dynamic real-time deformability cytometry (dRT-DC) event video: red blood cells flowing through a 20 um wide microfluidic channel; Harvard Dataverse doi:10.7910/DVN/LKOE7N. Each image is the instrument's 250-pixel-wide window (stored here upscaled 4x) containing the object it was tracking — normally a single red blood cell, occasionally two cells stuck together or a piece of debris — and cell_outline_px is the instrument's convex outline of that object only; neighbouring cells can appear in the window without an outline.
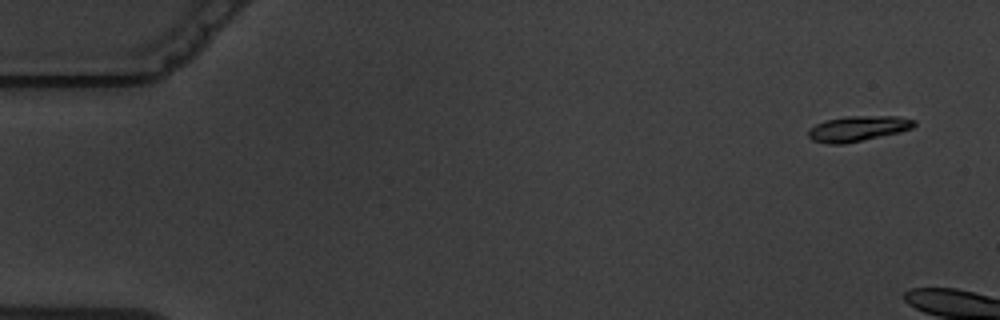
{"species": "common noctule bat (a hibernating species)", "species_latin": "Nyctalus noctula", "temperature_condition": "warm", "stored_images_in_passage": 6, "camera_frame_rate_fps": 3000, "um_per_image_px": 0.085, "animal": {"sex": "male", "body_mass_g": 19.5, "forearm_length_mm": 54.6}, "frame": {"image": 1, "passage_image": 1, "time_ms": 0.0, "image_size_px": [1000, 320], "cell_outline_px": [[916, 124], [912, 128], [900, 132], [844, 144], [828, 144], [812, 140], [808, 136], [808, 128], [824, 120], [844, 116], [896, 116], [916, 120]], "centroid_in_image_um": [72.9, 10.92], "position_along_channel_um": 12.1, "area_um2": 15.78}}
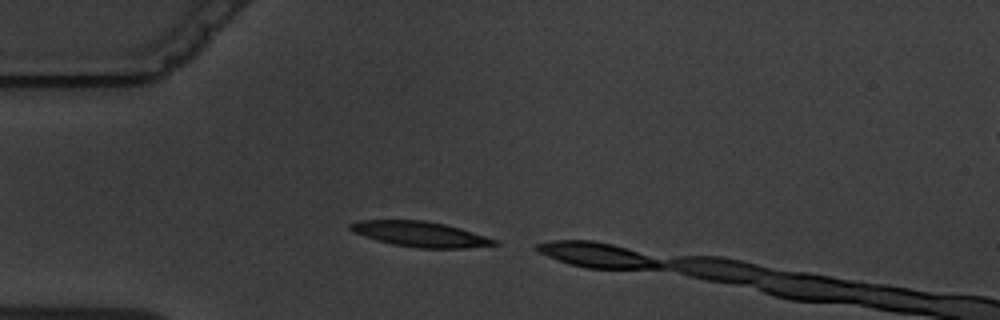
{"frame": {"image": 2, "passage_image": 5, "time_ms": 6.0, "image_size_px": [1000, 320], "cell_outline_px": [[500, 244], [468, 248], [420, 248], [392, 244], [376, 240], [352, 232], [348, 228], [348, 224], [360, 220], [424, 220], [444, 224], [460, 228], [500, 240]], "centroid_in_image_um": [35.74, 19.9], "position_along_channel_um": 49.3, "area_um2": 21.39}}